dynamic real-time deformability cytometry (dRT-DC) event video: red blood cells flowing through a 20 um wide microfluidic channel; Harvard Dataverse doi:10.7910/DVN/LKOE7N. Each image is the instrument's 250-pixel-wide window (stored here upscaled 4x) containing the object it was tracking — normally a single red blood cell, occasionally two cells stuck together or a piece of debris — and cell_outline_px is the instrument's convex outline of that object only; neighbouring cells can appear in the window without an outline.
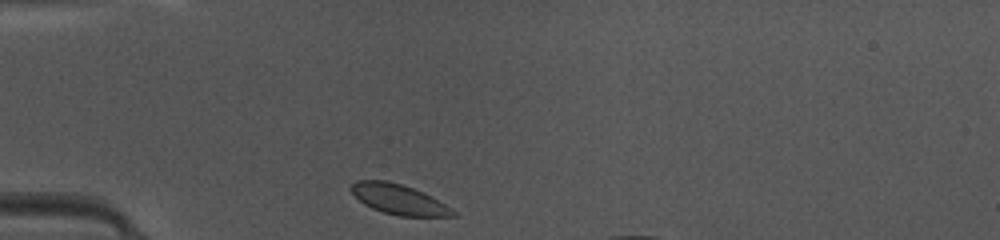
{"species": "common noctule bat (a hibernating species)", "species_latin": "Nyctalus noctula", "temperature_condition": "warm", "stored_images_in_passage": 6, "camera_frame_rate_fps": 3000, "um_per_image_px": 0.085, "animal": {"sex": "female", "body_mass_g": 10.0, "forearm_length_mm": 53.1}, "frame": {"image": 1, "passage_image": 1, "time_ms": 0.0, "image_size_px": [1000, 240], "cell_outline_px": [[456, 216], [400, 216], [384, 212], [372, 208], [364, 204], [348, 188], [356, 180], [388, 180], [412, 188], [452, 208], [456, 212]], "centroid_in_image_um": [33.85, 16.94], "position_along_channel_um": 51.1, "area_um2": 17.46}}
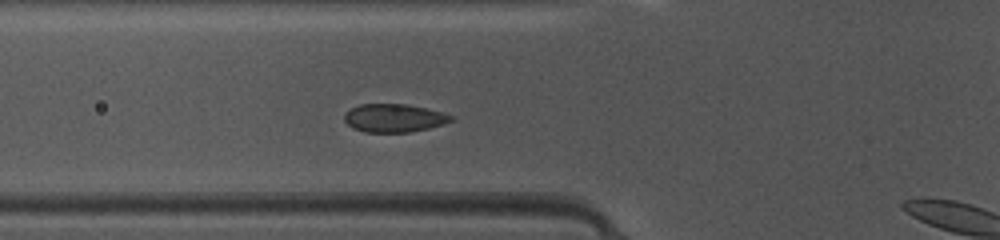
{"frame": {"image": 2, "passage_image": 5, "time_ms": 1.333, "image_size_px": [1000, 240], "cell_outline_px": [[456, 120], [444, 124], [428, 128], [408, 132], [364, 132], [352, 128], [344, 120], [344, 112], [360, 104], [404, 104], [424, 108], [456, 116]], "centroid_in_image_um": [33.5, 10.04], "position_along_channel_um": 92.3, "area_um2": 17.57}}